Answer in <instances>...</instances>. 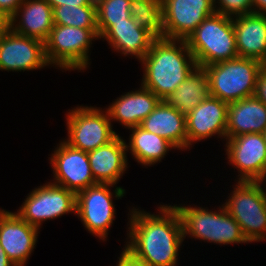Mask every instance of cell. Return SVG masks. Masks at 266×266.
Here are the masks:
<instances>
[{"mask_svg": "<svg viewBox=\"0 0 266 266\" xmlns=\"http://www.w3.org/2000/svg\"><path fill=\"white\" fill-rule=\"evenodd\" d=\"M99 39L107 41L113 51L125 57L134 56L141 61L156 37L147 29L138 26L130 17L125 21L114 22Z\"/></svg>", "mask_w": 266, "mask_h": 266, "instance_id": "18", "label": "cell"}, {"mask_svg": "<svg viewBox=\"0 0 266 266\" xmlns=\"http://www.w3.org/2000/svg\"><path fill=\"white\" fill-rule=\"evenodd\" d=\"M263 66L257 59L237 57L203 67L210 96L227 103L254 96Z\"/></svg>", "mask_w": 266, "mask_h": 266, "instance_id": "4", "label": "cell"}, {"mask_svg": "<svg viewBox=\"0 0 266 266\" xmlns=\"http://www.w3.org/2000/svg\"><path fill=\"white\" fill-rule=\"evenodd\" d=\"M54 24L84 29H98L95 0L86 6L52 7Z\"/></svg>", "mask_w": 266, "mask_h": 266, "instance_id": "26", "label": "cell"}, {"mask_svg": "<svg viewBox=\"0 0 266 266\" xmlns=\"http://www.w3.org/2000/svg\"><path fill=\"white\" fill-rule=\"evenodd\" d=\"M160 99L142 85L139 89L126 92L112 101L106 111L111 122H118L125 129L140 126L141 122L156 108Z\"/></svg>", "mask_w": 266, "mask_h": 266, "instance_id": "19", "label": "cell"}, {"mask_svg": "<svg viewBox=\"0 0 266 266\" xmlns=\"http://www.w3.org/2000/svg\"><path fill=\"white\" fill-rule=\"evenodd\" d=\"M24 0H0V13L8 20L16 13Z\"/></svg>", "mask_w": 266, "mask_h": 266, "instance_id": "31", "label": "cell"}, {"mask_svg": "<svg viewBox=\"0 0 266 266\" xmlns=\"http://www.w3.org/2000/svg\"><path fill=\"white\" fill-rule=\"evenodd\" d=\"M222 203L249 243L266 240V182L235 181Z\"/></svg>", "mask_w": 266, "mask_h": 266, "instance_id": "6", "label": "cell"}, {"mask_svg": "<svg viewBox=\"0 0 266 266\" xmlns=\"http://www.w3.org/2000/svg\"><path fill=\"white\" fill-rule=\"evenodd\" d=\"M128 130L131 134H129V143H126V150L134 157V161L146 168L160 163L171 149L177 150L167 139L145 131L140 126Z\"/></svg>", "mask_w": 266, "mask_h": 266, "instance_id": "24", "label": "cell"}, {"mask_svg": "<svg viewBox=\"0 0 266 266\" xmlns=\"http://www.w3.org/2000/svg\"><path fill=\"white\" fill-rule=\"evenodd\" d=\"M255 96L266 105V64L259 72Z\"/></svg>", "mask_w": 266, "mask_h": 266, "instance_id": "32", "label": "cell"}, {"mask_svg": "<svg viewBox=\"0 0 266 266\" xmlns=\"http://www.w3.org/2000/svg\"><path fill=\"white\" fill-rule=\"evenodd\" d=\"M253 1V12L266 14V0H252Z\"/></svg>", "mask_w": 266, "mask_h": 266, "instance_id": "34", "label": "cell"}, {"mask_svg": "<svg viewBox=\"0 0 266 266\" xmlns=\"http://www.w3.org/2000/svg\"><path fill=\"white\" fill-rule=\"evenodd\" d=\"M210 96L209 84L203 67H196L165 101L187 115Z\"/></svg>", "mask_w": 266, "mask_h": 266, "instance_id": "25", "label": "cell"}, {"mask_svg": "<svg viewBox=\"0 0 266 266\" xmlns=\"http://www.w3.org/2000/svg\"><path fill=\"white\" fill-rule=\"evenodd\" d=\"M140 127L167 139L177 150H187L186 115L161 100Z\"/></svg>", "mask_w": 266, "mask_h": 266, "instance_id": "22", "label": "cell"}, {"mask_svg": "<svg viewBox=\"0 0 266 266\" xmlns=\"http://www.w3.org/2000/svg\"><path fill=\"white\" fill-rule=\"evenodd\" d=\"M116 266H150L148 263H145L141 260L136 259L131 253H129L124 247L122 248Z\"/></svg>", "mask_w": 266, "mask_h": 266, "instance_id": "30", "label": "cell"}, {"mask_svg": "<svg viewBox=\"0 0 266 266\" xmlns=\"http://www.w3.org/2000/svg\"><path fill=\"white\" fill-rule=\"evenodd\" d=\"M65 118L68 135L64 141L75 149L89 152L118 135L105 108L77 105L68 109Z\"/></svg>", "mask_w": 266, "mask_h": 266, "instance_id": "9", "label": "cell"}, {"mask_svg": "<svg viewBox=\"0 0 266 266\" xmlns=\"http://www.w3.org/2000/svg\"><path fill=\"white\" fill-rule=\"evenodd\" d=\"M0 266H17L8 258L1 244H0Z\"/></svg>", "mask_w": 266, "mask_h": 266, "instance_id": "35", "label": "cell"}, {"mask_svg": "<svg viewBox=\"0 0 266 266\" xmlns=\"http://www.w3.org/2000/svg\"><path fill=\"white\" fill-rule=\"evenodd\" d=\"M130 14L138 26L147 29L156 38L163 37L161 0H131Z\"/></svg>", "mask_w": 266, "mask_h": 266, "instance_id": "27", "label": "cell"}, {"mask_svg": "<svg viewBox=\"0 0 266 266\" xmlns=\"http://www.w3.org/2000/svg\"><path fill=\"white\" fill-rule=\"evenodd\" d=\"M46 183L32 189L15 211L29 225L38 229L42 228L45 221L68 213L76 214V194L50 181Z\"/></svg>", "mask_w": 266, "mask_h": 266, "instance_id": "10", "label": "cell"}, {"mask_svg": "<svg viewBox=\"0 0 266 266\" xmlns=\"http://www.w3.org/2000/svg\"><path fill=\"white\" fill-rule=\"evenodd\" d=\"M263 137H264V140H265V143H266V130L263 132Z\"/></svg>", "mask_w": 266, "mask_h": 266, "instance_id": "37", "label": "cell"}, {"mask_svg": "<svg viewBox=\"0 0 266 266\" xmlns=\"http://www.w3.org/2000/svg\"><path fill=\"white\" fill-rule=\"evenodd\" d=\"M184 205L185 203L173 205L180 216L184 240L190 237L218 245L249 243L240 225L222 204L216 207L218 210L197 205Z\"/></svg>", "mask_w": 266, "mask_h": 266, "instance_id": "3", "label": "cell"}, {"mask_svg": "<svg viewBox=\"0 0 266 266\" xmlns=\"http://www.w3.org/2000/svg\"><path fill=\"white\" fill-rule=\"evenodd\" d=\"M141 85L165 100L197 67L185 40L156 38L140 61Z\"/></svg>", "mask_w": 266, "mask_h": 266, "instance_id": "2", "label": "cell"}, {"mask_svg": "<svg viewBox=\"0 0 266 266\" xmlns=\"http://www.w3.org/2000/svg\"><path fill=\"white\" fill-rule=\"evenodd\" d=\"M88 153L91 171L96 183L116 185L128 168L126 140L118 135L108 144Z\"/></svg>", "mask_w": 266, "mask_h": 266, "instance_id": "17", "label": "cell"}, {"mask_svg": "<svg viewBox=\"0 0 266 266\" xmlns=\"http://www.w3.org/2000/svg\"><path fill=\"white\" fill-rule=\"evenodd\" d=\"M39 230L16 212L0 208V244L15 265L25 266L28 263L38 242Z\"/></svg>", "mask_w": 266, "mask_h": 266, "instance_id": "16", "label": "cell"}, {"mask_svg": "<svg viewBox=\"0 0 266 266\" xmlns=\"http://www.w3.org/2000/svg\"><path fill=\"white\" fill-rule=\"evenodd\" d=\"M266 130V105L255 95L229 103L226 139Z\"/></svg>", "mask_w": 266, "mask_h": 266, "instance_id": "23", "label": "cell"}, {"mask_svg": "<svg viewBox=\"0 0 266 266\" xmlns=\"http://www.w3.org/2000/svg\"><path fill=\"white\" fill-rule=\"evenodd\" d=\"M157 208L156 214L129 208L124 248L150 266H177L184 242L180 216L173 205L163 203Z\"/></svg>", "mask_w": 266, "mask_h": 266, "instance_id": "1", "label": "cell"}, {"mask_svg": "<svg viewBox=\"0 0 266 266\" xmlns=\"http://www.w3.org/2000/svg\"><path fill=\"white\" fill-rule=\"evenodd\" d=\"M185 41L198 67L239 57L232 18L220 13L205 18Z\"/></svg>", "mask_w": 266, "mask_h": 266, "instance_id": "5", "label": "cell"}, {"mask_svg": "<svg viewBox=\"0 0 266 266\" xmlns=\"http://www.w3.org/2000/svg\"><path fill=\"white\" fill-rule=\"evenodd\" d=\"M229 103L209 96L186 115L187 151L202 140L217 136L226 140Z\"/></svg>", "mask_w": 266, "mask_h": 266, "instance_id": "15", "label": "cell"}, {"mask_svg": "<svg viewBox=\"0 0 266 266\" xmlns=\"http://www.w3.org/2000/svg\"><path fill=\"white\" fill-rule=\"evenodd\" d=\"M9 28V20L0 13V38L4 32Z\"/></svg>", "mask_w": 266, "mask_h": 266, "instance_id": "36", "label": "cell"}, {"mask_svg": "<svg viewBox=\"0 0 266 266\" xmlns=\"http://www.w3.org/2000/svg\"><path fill=\"white\" fill-rule=\"evenodd\" d=\"M99 40L98 29L54 24L44 42L48 64L56 69L84 72L90 65L92 41Z\"/></svg>", "mask_w": 266, "mask_h": 266, "instance_id": "7", "label": "cell"}, {"mask_svg": "<svg viewBox=\"0 0 266 266\" xmlns=\"http://www.w3.org/2000/svg\"><path fill=\"white\" fill-rule=\"evenodd\" d=\"M52 7L61 5L68 6H86L91 4L94 0H46Z\"/></svg>", "mask_w": 266, "mask_h": 266, "instance_id": "33", "label": "cell"}, {"mask_svg": "<svg viewBox=\"0 0 266 266\" xmlns=\"http://www.w3.org/2000/svg\"><path fill=\"white\" fill-rule=\"evenodd\" d=\"M111 187L114 188L113 192ZM125 189L113 184L90 186L76 194V216L90 234L107 241L109 229L116 219V208L113 202L125 196Z\"/></svg>", "mask_w": 266, "mask_h": 266, "instance_id": "8", "label": "cell"}, {"mask_svg": "<svg viewBox=\"0 0 266 266\" xmlns=\"http://www.w3.org/2000/svg\"><path fill=\"white\" fill-rule=\"evenodd\" d=\"M58 143L48 157L52 167L53 180L50 182L65 187L77 194L87 187L96 185L88 153L71 147L64 140Z\"/></svg>", "mask_w": 266, "mask_h": 266, "instance_id": "12", "label": "cell"}, {"mask_svg": "<svg viewBox=\"0 0 266 266\" xmlns=\"http://www.w3.org/2000/svg\"><path fill=\"white\" fill-rule=\"evenodd\" d=\"M225 155L237 169L236 181L266 182V143L262 133H249L226 139Z\"/></svg>", "mask_w": 266, "mask_h": 266, "instance_id": "11", "label": "cell"}, {"mask_svg": "<svg viewBox=\"0 0 266 266\" xmlns=\"http://www.w3.org/2000/svg\"><path fill=\"white\" fill-rule=\"evenodd\" d=\"M50 67L44 42L15 33L10 27L0 38V70L24 72Z\"/></svg>", "mask_w": 266, "mask_h": 266, "instance_id": "13", "label": "cell"}, {"mask_svg": "<svg viewBox=\"0 0 266 266\" xmlns=\"http://www.w3.org/2000/svg\"><path fill=\"white\" fill-rule=\"evenodd\" d=\"M163 38L186 40L215 13L214 0H161Z\"/></svg>", "mask_w": 266, "mask_h": 266, "instance_id": "14", "label": "cell"}, {"mask_svg": "<svg viewBox=\"0 0 266 266\" xmlns=\"http://www.w3.org/2000/svg\"><path fill=\"white\" fill-rule=\"evenodd\" d=\"M236 49L239 57L266 64V14L250 13L233 17Z\"/></svg>", "mask_w": 266, "mask_h": 266, "instance_id": "21", "label": "cell"}, {"mask_svg": "<svg viewBox=\"0 0 266 266\" xmlns=\"http://www.w3.org/2000/svg\"><path fill=\"white\" fill-rule=\"evenodd\" d=\"M99 37L114 23L131 17V0H95Z\"/></svg>", "mask_w": 266, "mask_h": 266, "instance_id": "28", "label": "cell"}, {"mask_svg": "<svg viewBox=\"0 0 266 266\" xmlns=\"http://www.w3.org/2000/svg\"><path fill=\"white\" fill-rule=\"evenodd\" d=\"M9 27L15 33L45 42L54 27L52 6L46 0H24L9 19Z\"/></svg>", "mask_w": 266, "mask_h": 266, "instance_id": "20", "label": "cell"}, {"mask_svg": "<svg viewBox=\"0 0 266 266\" xmlns=\"http://www.w3.org/2000/svg\"><path fill=\"white\" fill-rule=\"evenodd\" d=\"M216 13L227 17H238L253 13L252 0H214Z\"/></svg>", "mask_w": 266, "mask_h": 266, "instance_id": "29", "label": "cell"}]
</instances>
